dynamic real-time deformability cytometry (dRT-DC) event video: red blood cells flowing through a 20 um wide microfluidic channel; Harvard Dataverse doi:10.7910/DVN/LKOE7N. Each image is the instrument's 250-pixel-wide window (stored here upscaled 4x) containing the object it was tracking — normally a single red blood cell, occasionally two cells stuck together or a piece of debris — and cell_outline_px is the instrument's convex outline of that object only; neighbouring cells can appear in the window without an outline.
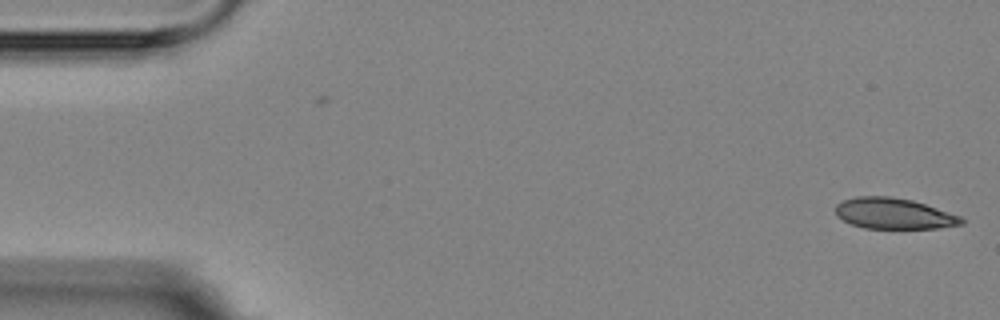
{"species": "Egyptian fruit bat (a non-hibernating species)", "species_latin": "Rousettus aegyptiacus", "temperature_condition": "room temperature", "stored_images_in_passage": 5, "camera_frame_rate_fps": 3000, "um_per_image_px": 0.085, "animal": {"sex": "female"}, "frame": {"image": 1, "passage_image": 1, "time_ms": 0.0, "image_size_px": [1000, 320], "cell_outline_px": [[964, 224], [936, 228], [864, 228], [852, 224], [836, 216], [836, 204], [844, 200], [856, 196], [888, 196], [912, 200], [960, 216], [964, 220]], "centroid_in_image_um": [75.95, 18.15], "position_along_channel_um": 9.0, "area_um2": 22.43}}
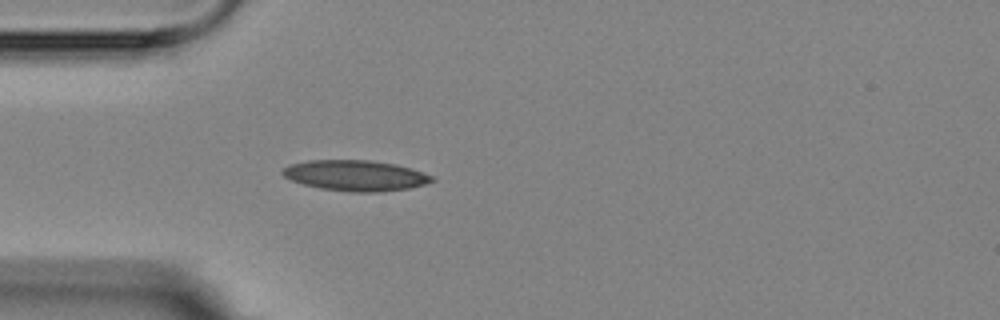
{"frame": {"image": 2, "passage_image": 5, "time_ms": 4.667, "image_size_px": [1000, 320], "cell_outline_px": [[436, 180], [424, 184], [408, 188], [380, 192], [348, 192], [320, 188], [304, 184], [292, 180], [284, 176], [280, 172], [288, 164], [308, 160], [372, 160], [396, 164], [412, 168], [432, 176]], "centroid_in_image_um": [30.21, 14.91], "position_along_channel_um": 54.8, "area_um2": 26.76}}